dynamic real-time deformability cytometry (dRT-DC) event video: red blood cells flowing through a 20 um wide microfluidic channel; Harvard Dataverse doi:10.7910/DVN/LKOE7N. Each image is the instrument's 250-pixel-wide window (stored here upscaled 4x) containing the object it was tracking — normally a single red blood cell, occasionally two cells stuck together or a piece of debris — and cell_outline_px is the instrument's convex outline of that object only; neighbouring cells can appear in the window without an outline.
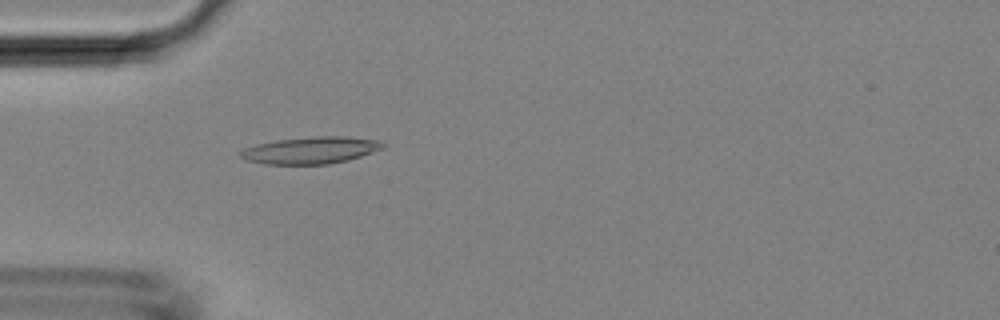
{"species": "Egyptian fruit bat (a non-hibernating species)", "species_latin": "Rousettus aegyptiacus", "temperature_condition": "room temperature", "stored_images_in_passage": 45, "camera_frame_rate_fps": 3000, "um_per_image_px": 0.085, "animal": {"sex": "female"}, "frame": {"image": 1, "passage_image": 13, "time_ms": 4.0, "image_size_px": [1000, 320], "cell_outline_px": [[388, 144], [384, 148], [348, 160], [328, 164], [264, 164], [244, 160], [236, 152], [244, 148], [256, 144], [276, 140], [316, 136], [348, 136], [380, 140]], "centroid_in_image_um": [26.4, 12.76], "position_along_channel_um": 58.6, "area_um2": 22.66}}
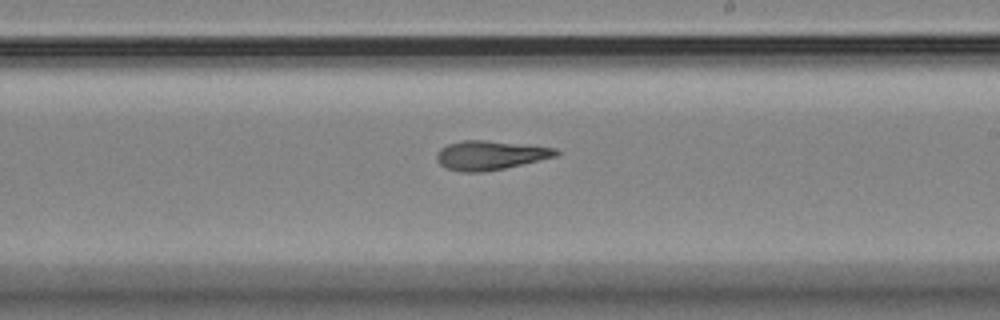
{"frame": {"image": 2, "passage_image": 26, "time_ms": 8.333, "image_size_px": [1000, 320], "cell_outline_px": [[560, 152], [556, 156], [504, 168], [484, 172], [464, 172], [444, 168], [436, 160], [436, 152], [440, 148], [448, 144], [460, 140], [488, 140], [556, 148]], "centroid_in_image_um": [41.61, 13.19], "position_along_channel_um": 247.4, "area_um2": 20.29}}
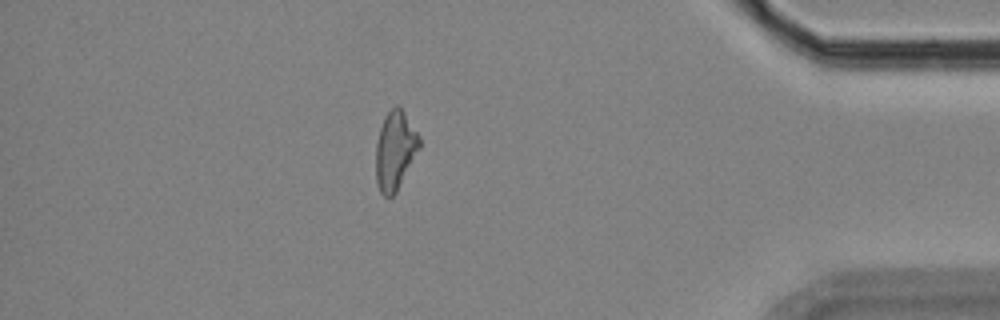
{"frame": {"image": 3, "passage_image": 39, "time_ms": 12.667, "image_size_px": [1000, 320], "cell_outline_px": [[420, 148], [396, 192], [392, 196], [384, 196], [380, 192], [376, 184], [376, 144], [380, 128], [384, 116], [396, 104], [400, 104], [420, 136]], "centroid_in_image_um": [33.59, 12.75], "position_along_channel_um": 401.6, "area_um2": 20.11}}